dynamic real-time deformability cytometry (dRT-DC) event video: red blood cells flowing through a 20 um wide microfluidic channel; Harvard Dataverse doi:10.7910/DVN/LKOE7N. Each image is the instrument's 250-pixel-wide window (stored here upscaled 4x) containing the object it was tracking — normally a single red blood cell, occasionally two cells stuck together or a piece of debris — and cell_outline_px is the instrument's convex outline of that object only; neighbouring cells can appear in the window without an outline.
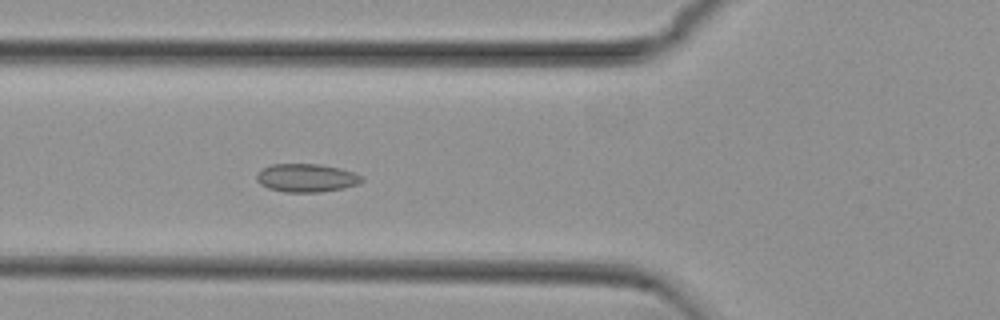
{"species": "common noctule bat (a hibernating species)", "species_latin": "Nyctalus noctula", "temperature_condition": "cold", "stored_images_in_passage": 43, "camera_frame_rate_fps": 3000, "um_per_image_px": 0.085, "animal": {"sex": "female", "body_mass_g": 29.2, "forearm_length_mm": 56.3}, "frame": {"image": 1, "passage_image": 8, "time_ms": 2.333, "image_size_px": [1000, 320], "cell_outline_px": [[364, 180], [360, 184], [344, 188], [320, 192], [284, 192], [268, 188], [260, 184], [256, 180], [256, 172], [272, 164], [320, 164], [340, 168], [352, 172], [360, 176]], "centroid_in_image_um": [26.03, 15.12], "position_along_channel_um": 99.8, "area_um2": 17.4}}
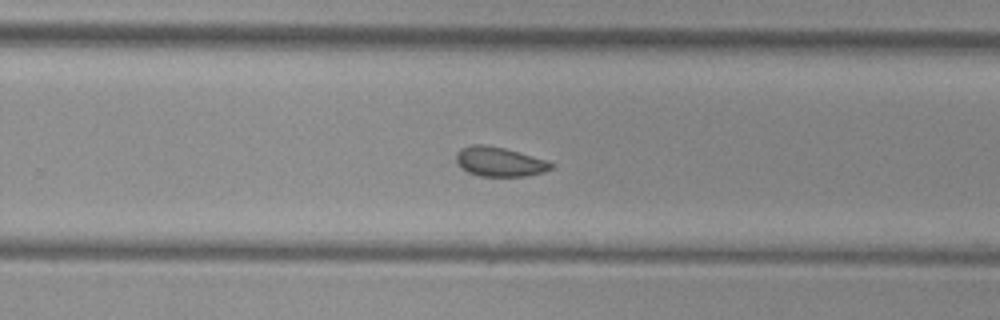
{"frame": {"image": 2, "passage_image": 23, "time_ms": 7.333, "image_size_px": [1000, 320], "cell_outline_px": [[556, 164], [552, 168], [544, 172], [528, 176], [480, 176], [468, 172], [460, 168], [456, 164], [456, 152], [460, 148], [472, 144], [484, 144], [504, 148], [544, 160]], "centroid_in_image_um": [42.41, 13.75], "position_along_channel_um": 287.4, "area_um2": 16.36}}
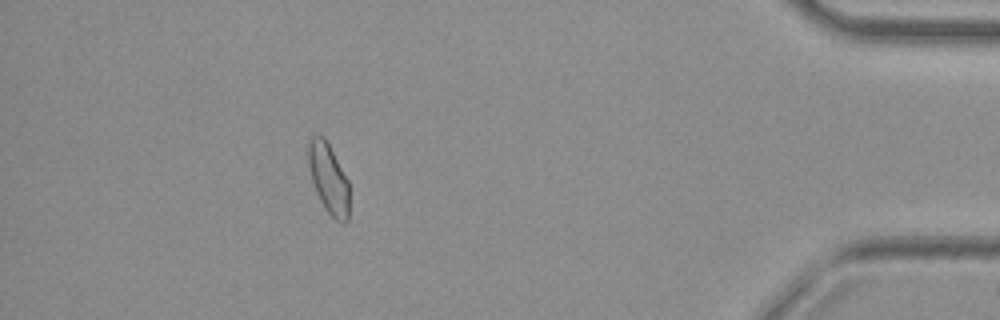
{"frame": {"image": 3, "passage_image": 37, "time_ms": 12.0, "image_size_px": [1000, 320], "cell_outline_px": [[348, 220], [344, 224], [336, 220], [324, 208], [316, 192], [312, 180], [308, 164], [308, 144], [312, 136], [324, 136], [348, 180]], "centroid_in_image_um": [27.92, 15.19], "position_along_channel_um": 407.3, "area_um2": 16.47}, "authors_computed_cell_mechanics": {"area_um2": 16.5886, "velocity_mm_per_s": 3.7551, "shape_relaxation_time_tau1_ms": null, "shape_relaxation_time_tau2_ms": 2.5133, "deformation_change_tau1": null, "deformation_change_tau2": 0.0643}}